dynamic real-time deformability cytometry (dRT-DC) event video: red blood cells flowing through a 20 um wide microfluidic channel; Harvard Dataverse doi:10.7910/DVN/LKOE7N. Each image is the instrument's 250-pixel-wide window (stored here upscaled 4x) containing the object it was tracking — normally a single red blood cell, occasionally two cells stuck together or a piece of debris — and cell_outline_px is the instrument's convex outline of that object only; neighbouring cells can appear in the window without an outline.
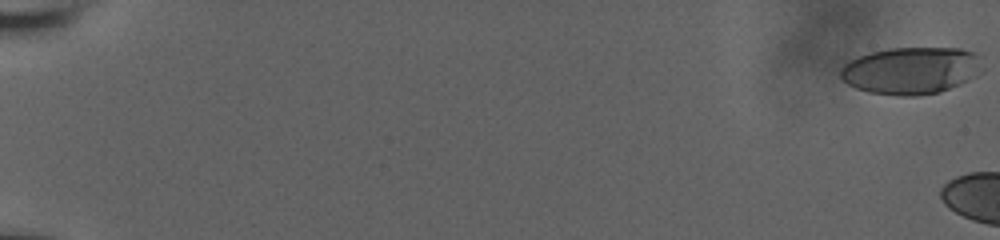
{"species": "human", "species_latin": "Homo sapiens", "temperature_condition": "room temperature", "stored_images_in_passage": 7, "camera_frame_rate_fps": 3000, "um_per_image_px": 0.085, "donor": {"sex": "male"}, "frame": {"image": 1, "passage_image": 1, "time_ms": 0.0, "image_size_px": [1000, 240], "cell_outline_px": [[976, 60], [968, 80], [960, 84], [940, 92], [920, 96], [900, 96], [868, 92], [856, 88], [848, 84], [840, 76], [840, 68], [848, 60], [856, 56], [888, 48], [960, 48], [976, 52]], "centroid_in_image_um": [77.28, 6.0], "position_along_channel_um": 7.7, "area_um2": 38.26}}